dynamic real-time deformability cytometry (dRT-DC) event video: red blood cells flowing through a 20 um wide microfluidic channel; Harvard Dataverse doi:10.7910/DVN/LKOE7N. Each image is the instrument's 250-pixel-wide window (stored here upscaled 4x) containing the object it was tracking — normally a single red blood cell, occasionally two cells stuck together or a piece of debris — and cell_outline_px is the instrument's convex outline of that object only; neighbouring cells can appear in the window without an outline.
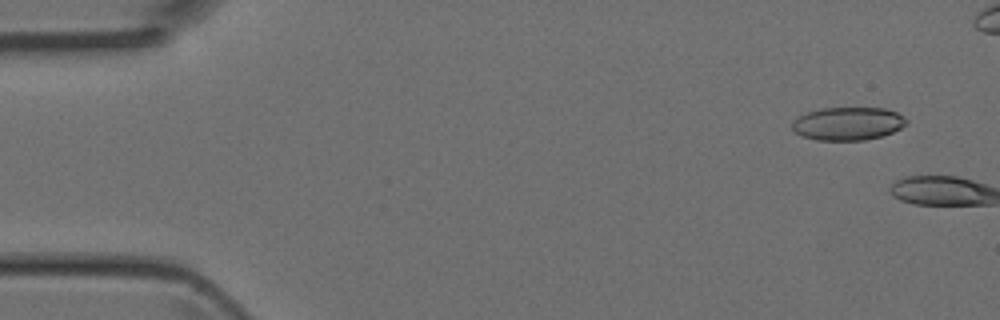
{"species": "Egyptian fruit bat (a non-hibernating species)", "species_latin": "Rousettus aegyptiacus", "temperature_condition": "room temperature", "stored_images_in_passage": 5, "camera_frame_rate_fps": 3000, "um_per_image_px": 0.085, "animal": {"sex": "female"}, "frame": {"image": 1, "passage_image": 1, "time_ms": 0.0, "image_size_px": [1000, 320], "cell_outline_px": [[908, 124], [892, 132], [880, 136], [864, 140], [816, 140], [792, 132], [792, 120], [796, 116], [820, 108], [884, 108], [896, 112], [908, 120]], "centroid_in_image_um": [72.03, 10.5], "position_along_channel_um": 13.0, "area_um2": 22.14}}
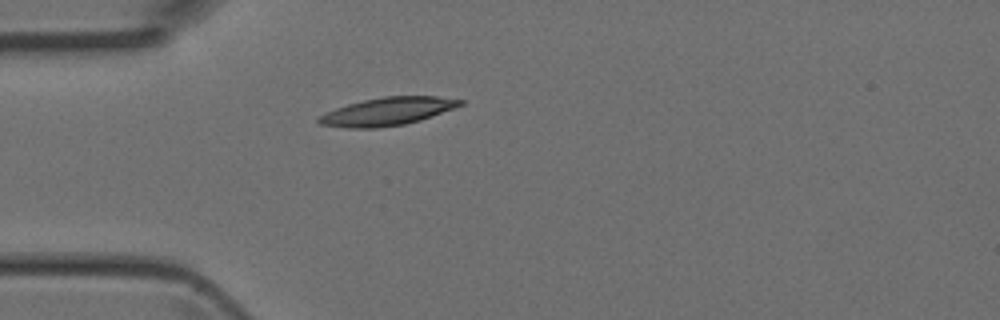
{"frame": {"image": 2, "passage_image": 5, "time_ms": 1.333, "image_size_px": [1000, 320], "cell_outline_px": [[464, 104], [432, 116], [420, 120], [404, 124], [376, 128], [348, 128], [320, 124], [316, 120], [316, 116], [324, 112], [348, 104], [364, 100], [384, 96], [436, 96], [464, 100]], "centroid_in_image_um": [32.89, 9.47], "position_along_channel_um": 52.1, "area_um2": 23.0}}